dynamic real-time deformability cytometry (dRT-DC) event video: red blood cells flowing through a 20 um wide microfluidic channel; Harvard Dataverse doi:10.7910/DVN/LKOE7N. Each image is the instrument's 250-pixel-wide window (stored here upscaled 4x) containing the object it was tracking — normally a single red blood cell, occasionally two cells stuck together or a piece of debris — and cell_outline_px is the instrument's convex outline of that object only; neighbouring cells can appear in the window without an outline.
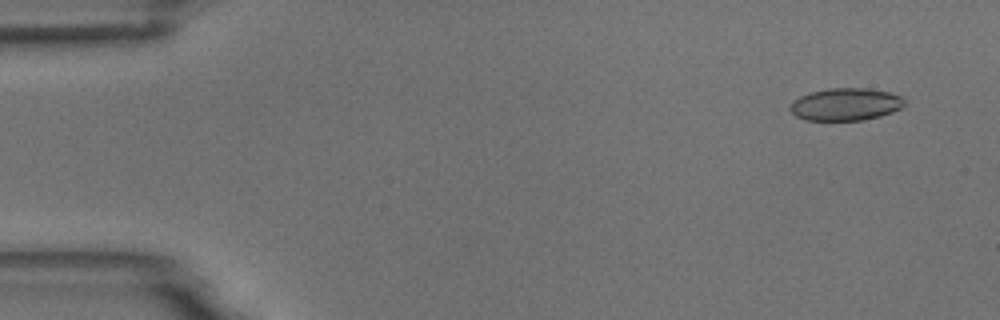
{"species": "common noctule bat (a hibernating species)", "species_latin": "Nyctalus noctula", "temperature_condition": "room temperature", "stored_images_in_passage": 5, "camera_frame_rate_fps": 3000, "um_per_image_px": 0.085, "animal": {"sex": "male", "body_mass_g": 18.8}, "frame": {"image": 1, "passage_image": 2, "time_ms": 1.0, "image_size_px": [1000, 320], "cell_outline_px": [[904, 104], [900, 108], [892, 112], [880, 116], [864, 120], [804, 120], [796, 116], [788, 108], [792, 100], [808, 92], [828, 88], [868, 88], [888, 92], [900, 96], [904, 100]], "centroid_in_image_um": [71.82, 8.86], "position_along_channel_um": 13.2, "area_um2": 21.73}}